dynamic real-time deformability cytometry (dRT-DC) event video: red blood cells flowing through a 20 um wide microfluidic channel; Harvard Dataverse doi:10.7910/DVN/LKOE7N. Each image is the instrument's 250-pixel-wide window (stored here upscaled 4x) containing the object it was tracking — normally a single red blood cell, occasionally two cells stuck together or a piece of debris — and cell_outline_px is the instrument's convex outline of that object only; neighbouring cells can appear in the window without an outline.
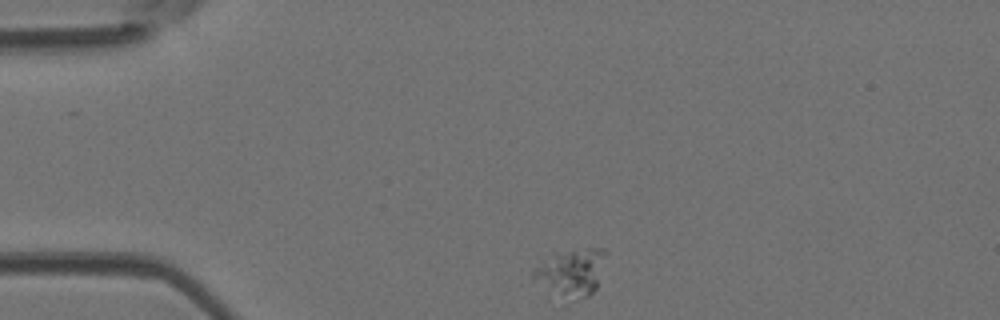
{"species": "Egyptian fruit bat (a non-hibernating species)", "species_latin": "Rousettus aegyptiacus", "temperature_condition": "room temperature", "stored_images_in_passage": 40, "camera_frame_rate_fps": 3000, "um_per_image_px": 0.085, "animal": {"sex": "female"}, "frame": {"image": 1, "passage_image": 1, "time_ms": 0.0, "image_size_px": [1000, 320], "cell_outline_px": [[604, 252], [596, 288], [588, 296], [576, 300], [572, 300], [556, 292], [532, 276], [532, 268], [552, 252], [588, 248], [604, 248]], "centroid_in_image_um": [48.52, 23.1], "position_along_channel_um": 36.5, "area_um2": 19.19}}
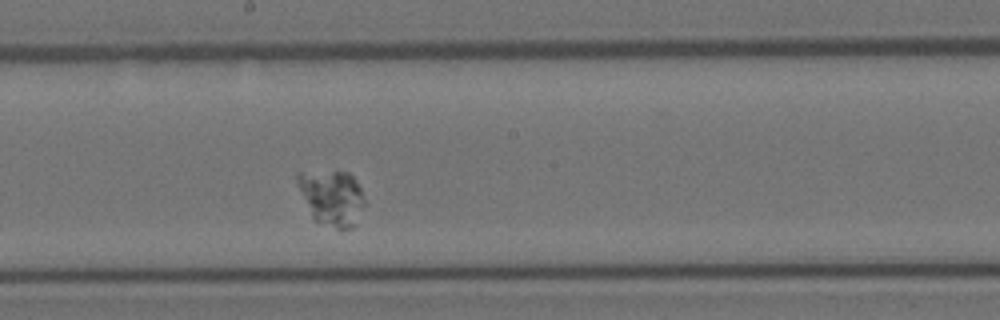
{"frame": {"image": 2, "passage_image": 18, "time_ms": 5.667, "image_size_px": [1000, 320], "cell_outline_px": [[364, 204], [352, 228], [336, 228], [316, 220], [312, 216], [296, 180], [296, 172], [348, 172], [356, 180], [360, 188], [364, 200]], "centroid_in_image_um": [28.2, 16.77], "position_along_channel_um": 220.0, "area_um2": 20.92}}
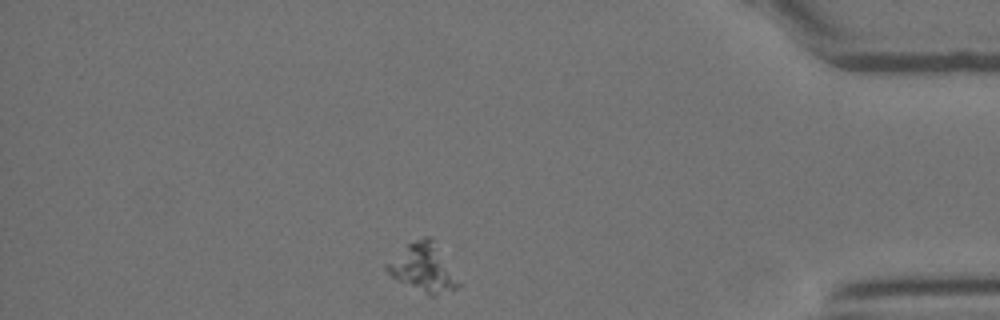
{"frame": {"image": 3, "passage_image": 34, "time_ms": 11.0, "image_size_px": [1000, 320], "cell_outline_px": [[460, 284], [456, 288], [432, 296], [428, 296], [392, 276], [384, 268], [384, 264], [408, 244], [420, 236], [432, 236]], "centroid_in_image_um": [35.95, 22.73], "position_along_channel_um": 399.3, "area_um2": 19.65}}